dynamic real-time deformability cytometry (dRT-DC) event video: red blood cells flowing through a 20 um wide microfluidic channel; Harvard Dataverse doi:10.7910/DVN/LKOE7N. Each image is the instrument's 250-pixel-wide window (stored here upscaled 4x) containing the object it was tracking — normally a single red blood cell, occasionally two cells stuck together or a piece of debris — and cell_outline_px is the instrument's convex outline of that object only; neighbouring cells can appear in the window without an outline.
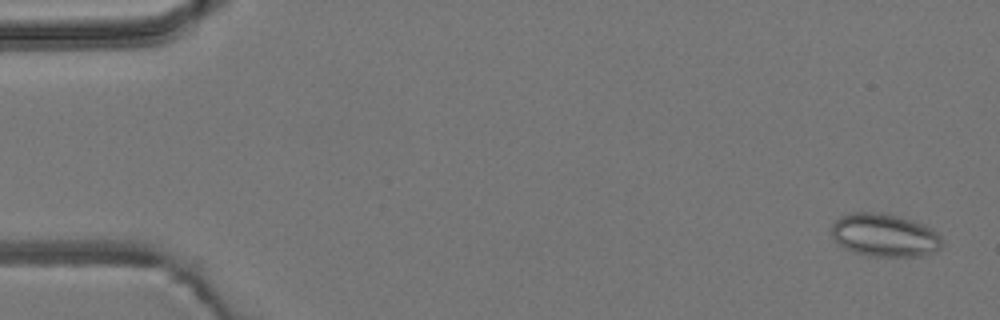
{"species": "common noctule bat (a hibernating species)", "species_latin": "Nyctalus noctula", "temperature_condition": "room temperature", "stored_images_in_passage": 4, "camera_frame_rate_fps": 3000, "um_per_image_px": 0.085, "animal": {"sex": "male", "body_mass_g": 19.2, "forearm_length_mm": 51.8}, "frame": {"image": 1, "passage_image": 1, "time_ms": 0.0, "image_size_px": [1000, 320], "cell_outline_px": [[944, 244], [940, 248], [924, 256], [868, 256], [852, 252], [836, 244], [832, 236], [832, 224], [840, 216], [852, 212], [884, 212], [912, 220], [924, 224], [936, 232], [944, 240]], "centroid_in_image_um": [75.18, 19.99], "position_along_channel_um": 9.8, "area_um2": 28.15}}